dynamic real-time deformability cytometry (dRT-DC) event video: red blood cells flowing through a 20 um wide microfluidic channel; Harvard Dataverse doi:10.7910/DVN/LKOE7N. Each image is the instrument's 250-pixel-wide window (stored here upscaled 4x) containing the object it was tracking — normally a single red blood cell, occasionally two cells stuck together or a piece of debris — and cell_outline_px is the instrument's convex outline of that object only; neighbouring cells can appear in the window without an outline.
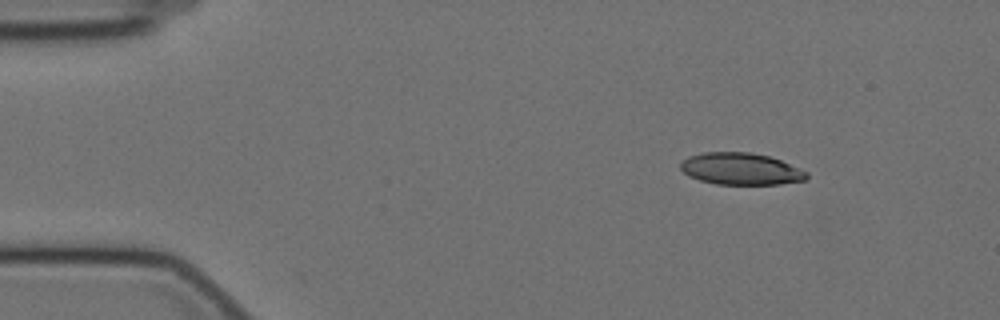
{"species": "Egyptian fruit bat (a non-hibernating species)", "species_latin": "Rousettus aegyptiacus", "temperature_condition": "cold", "stored_images_in_passage": 52, "camera_frame_rate_fps": 3000, "um_per_image_px": 0.085, "animal": {"sex": "female"}, "frame": {"image": 1, "passage_image": 1, "time_ms": 0.0, "image_size_px": [1000, 320], "cell_outline_px": [[808, 176], [804, 180], [780, 184], [716, 184], [700, 180], [688, 176], [680, 168], [680, 164], [688, 156], [704, 152], [748, 152], [768, 156], [780, 160], [808, 172]], "centroid_in_image_um": [62.95, 14.35], "position_along_channel_um": 22.1, "area_um2": 23.29}}
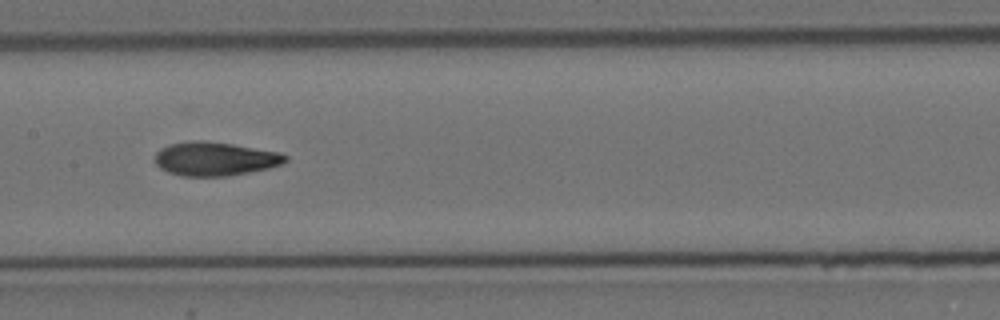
{"frame": {"image": 2, "passage_image": 22, "time_ms": 7.0, "image_size_px": [1000, 320], "cell_outline_px": [[288, 160], [284, 164], [268, 168], [228, 176], [180, 176], [168, 172], [160, 168], [156, 164], [156, 152], [160, 148], [168, 144], [192, 140], [204, 140], [232, 144], [280, 152], [288, 156]], "centroid_in_image_um": [18.28, 13.49], "position_along_channel_um": 189.1, "area_um2": 25.84}}
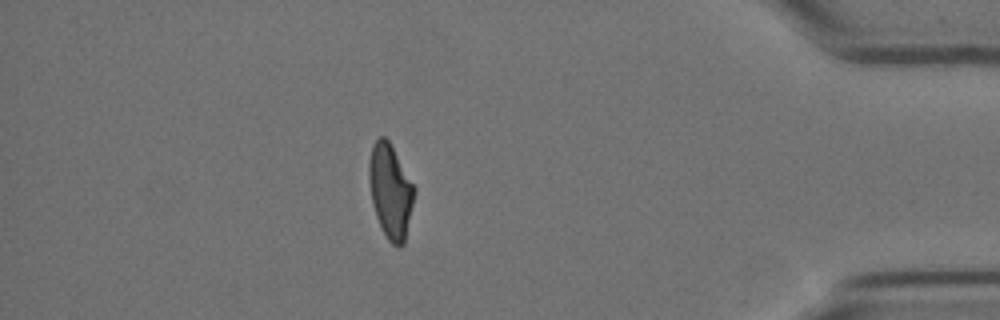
{"frame": {"image": 3, "passage_image": 44, "time_ms": 14.333, "image_size_px": [1000, 320], "cell_outline_px": [[416, 192], [404, 244], [392, 244], [388, 240], [376, 216], [372, 204], [368, 176], [368, 164], [372, 144], [380, 136], [384, 136], [388, 140], [416, 188]], "centroid_in_image_um": [33.18, 16.22], "position_along_channel_um": 402.0, "area_um2": 24.74}, "authors_computed_cell_mechanics": {"area_um2": 25.143, "velocity_mm_per_s": 3.4838, "shape_relaxation_time_tau1_ms": 6.4458, "shape_relaxation_time_tau2_ms": 2.1287, "deformation_change_tau1": 0.1992, "deformation_change_tau2": 0.0879}}